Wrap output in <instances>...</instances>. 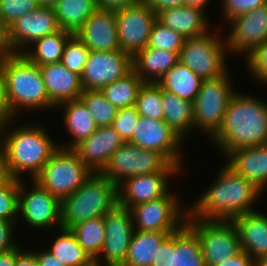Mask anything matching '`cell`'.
<instances>
[{
	"label": "cell",
	"mask_w": 267,
	"mask_h": 266,
	"mask_svg": "<svg viewBox=\"0 0 267 266\" xmlns=\"http://www.w3.org/2000/svg\"><path fill=\"white\" fill-rule=\"evenodd\" d=\"M262 191L251 181L236 174L226 164L202 197L188 210L192 218L231 221L253 212V203Z\"/></svg>",
	"instance_id": "1"
},
{
	"label": "cell",
	"mask_w": 267,
	"mask_h": 266,
	"mask_svg": "<svg viewBox=\"0 0 267 266\" xmlns=\"http://www.w3.org/2000/svg\"><path fill=\"white\" fill-rule=\"evenodd\" d=\"M212 140L224 155L236 149L267 144V104L236 91Z\"/></svg>",
	"instance_id": "2"
},
{
	"label": "cell",
	"mask_w": 267,
	"mask_h": 266,
	"mask_svg": "<svg viewBox=\"0 0 267 266\" xmlns=\"http://www.w3.org/2000/svg\"><path fill=\"white\" fill-rule=\"evenodd\" d=\"M9 125L10 123L0 130V150L9 174L11 178L20 180L19 175L26 172L31 174L33 180L59 145L38 124L6 131Z\"/></svg>",
	"instance_id": "3"
},
{
	"label": "cell",
	"mask_w": 267,
	"mask_h": 266,
	"mask_svg": "<svg viewBox=\"0 0 267 266\" xmlns=\"http://www.w3.org/2000/svg\"><path fill=\"white\" fill-rule=\"evenodd\" d=\"M0 72L5 100L10 113L16 116L21 108L56 107L49 99L40 66L22 53H8L0 58Z\"/></svg>",
	"instance_id": "4"
},
{
	"label": "cell",
	"mask_w": 267,
	"mask_h": 266,
	"mask_svg": "<svg viewBox=\"0 0 267 266\" xmlns=\"http://www.w3.org/2000/svg\"><path fill=\"white\" fill-rule=\"evenodd\" d=\"M118 205V186L101 173L92 175L61 200V228L71 229L86 220L104 217Z\"/></svg>",
	"instance_id": "5"
},
{
	"label": "cell",
	"mask_w": 267,
	"mask_h": 266,
	"mask_svg": "<svg viewBox=\"0 0 267 266\" xmlns=\"http://www.w3.org/2000/svg\"><path fill=\"white\" fill-rule=\"evenodd\" d=\"M163 154L146 150L129 142L123 143L100 172L117 186L126 178L152 173H179Z\"/></svg>",
	"instance_id": "6"
},
{
	"label": "cell",
	"mask_w": 267,
	"mask_h": 266,
	"mask_svg": "<svg viewBox=\"0 0 267 266\" xmlns=\"http://www.w3.org/2000/svg\"><path fill=\"white\" fill-rule=\"evenodd\" d=\"M92 173L73 149L59 147L33 181L61 201L73 194Z\"/></svg>",
	"instance_id": "7"
},
{
	"label": "cell",
	"mask_w": 267,
	"mask_h": 266,
	"mask_svg": "<svg viewBox=\"0 0 267 266\" xmlns=\"http://www.w3.org/2000/svg\"><path fill=\"white\" fill-rule=\"evenodd\" d=\"M186 224L197 234L206 266H214L241 251L232 221L202 220L187 216Z\"/></svg>",
	"instance_id": "8"
},
{
	"label": "cell",
	"mask_w": 267,
	"mask_h": 266,
	"mask_svg": "<svg viewBox=\"0 0 267 266\" xmlns=\"http://www.w3.org/2000/svg\"><path fill=\"white\" fill-rule=\"evenodd\" d=\"M227 73L228 71L216 79L202 80L200 90L193 102V128L204 130L206 134H210V137L218 132L228 103L235 93Z\"/></svg>",
	"instance_id": "9"
},
{
	"label": "cell",
	"mask_w": 267,
	"mask_h": 266,
	"mask_svg": "<svg viewBox=\"0 0 267 266\" xmlns=\"http://www.w3.org/2000/svg\"><path fill=\"white\" fill-rule=\"evenodd\" d=\"M227 50L226 39L221 41L209 32L203 36L186 39L179 52V62L190 68L202 80L216 79L227 72Z\"/></svg>",
	"instance_id": "10"
},
{
	"label": "cell",
	"mask_w": 267,
	"mask_h": 266,
	"mask_svg": "<svg viewBox=\"0 0 267 266\" xmlns=\"http://www.w3.org/2000/svg\"><path fill=\"white\" fill-rule=\"evenodd\" d=\"M179 204L178 197L168 192L158 199L132 206L130 211L134 230L161 233L180 230L186 224L188 210H185L186 213Z\"/></svg>",
	"instance_id": "11"
},
{
	"label": "cell",
	"mask_w": 267,
	"mask_h": 266,
	"mask_svg": "<svg viewBox=\"0 0 267 266\" xmlns=\"http://www.w3.org/2000/svg\"><path fill=\"white\" fill-rule=\"evenodd\" d=\"M121 50L132 57L147 47L157 14L141 0L135 5L115 11Z\"/></svg>",
	"instance_id": "12"
},
{
	"label": "cell",
	"mask_w": 267,
	"mask_h": 266,
	"mask_svg": "<svg viewBox=\"0 0 267 266\" xmlns=\"http://www.w3.org/2000/svg\"><path fill=\"white\" fill-rule=\"evenodd\" d=\"M103 221L106 236L102 250L94 259L95 266L102 264L100 254L104 256L106 266H123L134 233L131 211L117 205L105 214Z\"/></svg>",
	"instance_id": "13"
},
{
	"label": "cell",
	"mask_w": 267,
	"mask_h": 266,
	"mask_svg": "<svg viewBox=\"0 0 267 266\" xmlns=\"http://www.w3.org/2000/svg\"><path fill=\"white\" fill-rule=\"evenodd\" d=\"M132 70V56L122 50L90 51L80 76L83 91L101 90L105 85L122 79Z\"/></svg>",
	"instance_id": "14"
},
{
	"label": "cell",
	"mask_w": 267,
	"mask_h": 266,
	"mask_svg": "<svg viewBox=\"0 0 267 266\" xmlns=\"http://www.w3.org/2000/svg\"><path fill=\"white\" fill-rule=\"evenodd\" d=\"M53 7L39 5L32 12L23 15L5 30V41L9 53H23L27 43H33L46 35L59 31Z\"/></svg>",
	"instance_id": "15"
},
{
	"label": "cell",
	"mask_w": 267,
	"mask_h": 266,
	"mask_svg": "<svg viewBox=\"0 0 267 266\" xmlns=\"http://www.w3.org/2000/svg\"><path fill=\"white\" fill-rule=\"evenodd\" d=\"M19 180L18 213L23 216L29 226L46 229L58 225L61 228V201L41 187L36 181L35 187L26 191L24 183ZM26 191V192H24Z\"/></svg>",
	"instance_id": "16"
},
{
	"label": "cell",
	"mask_w": 267,
	"mask_h": 266,
	"mask_svg": "<svg viewBox=\"0 0 267 266\" xmlns=\"http://www.w3.org/2000/svg\"><path fill=\"white\" fill-rule=\"evenodd\" d=\"M128 142L146 150L157 151L182 169L180 143L183 139L164 120L139 116L132 138Z\"/></svg>",
	"instance_id": "17"
},
{
	"label": "cell",
	"mask_w": 267,
	"mask_h": 266,
	"mask_svg": "<svg viewBox=\"0 0 267 266\" xmlns=\"http://www.w3.org/2000/svg\"><path fill=\"white\" fill-rule=\"evenodd\" d=\"M232 28L226 40L227 52H251L267 39V4L229 21Z\"/></svg>",
	"instance_id": "18"
},
{
	"label": "cell",
	"mask_w": 267,
	"mask_h": 266,
	"mask_svg": "<svg viewBox=\"0 0 267 266\" xmlns=\"http://www.w3.org/2000/svg\"><path fill=\"white\" fill-rule=\"evenodd\" d=\"M75 35L90 51L121 50L114 11L97 8Z\"/></svg>",
	"instance_id": "19"
},
{
	"label": "cell",
	"mask_w": 267,
	"mask_h": 266,
	"mask_svg": "<svg viewBox=\"0 0 267 266\" xmlns=\"http://www.w3.org/2000/svg\"><path fill=\"white\" fill-rule=\"evenodd\" d=\"M177 173H152L126 178L118 185V205L131 208L149 202L169 192L167 178Z\"/></svg>",
	"instance_id": "20"
},
{
	"label": "cell",
	"mask_w": 267,
	"mask_h": 266,
	"mask_svg": "<svg viewBox=\"0 0 267 266\" xmlns=\"http://www.w3.org/2000/svg\"><path fill=\"white\" fill-rule=\"evenodd\" d=\"M120 134L110 125L98 127L96 131L73 150L81 161L93 172L100 173L111 155L123 144Z\"/></svg>",
	"instance_id": "21"
},
{
	"label": "cell",
	"mask_w": 267,
	"mask_h": 266,
	"mask_svg": "<svg viewBox=\"0 0 267 266\" xmlns=\"http://www.w3.org/2000/svg\"><path fill=\"white\" fill-rule=\"evenodd\" d=\"M238 232L241 250L255 262L267 256V215L253 211L231 220Z\"/></svg>",
	"instance_id": "22"
},
{
	"label": "cell",
	"mask_w": 267,
	"mask_h": 266,
	"mask_svg": "<svg viewBox=\"0 0 267 266\" xmlns=\"http://www.w3.org/2000/svg\"><path fill=\"white\" fill-rule=\"evenodd\" d=\"M226 156L229 168L263 191L267 185V144L236 149Z\"/></svg>",
	"instance_id": "23"
},
{
	"label": "cell",
	"mask_w": 267,
	"mask_h": 266,
	"mask_svg": "<svg viewBox=\"0 0 267 266\" xmlns=\"http://www.w3.org/2000/svg\"><path fill=\"white\" fill-rule=\"evenodd\" d=\"M50 101L60 103L78 99L83 92L81 77L67 69L61 62L40 66Z\"/></svg>",
	"instance_id": "24"
},
{
	"label": "cell",
	"mask_w": 267,
	"mask_h": 266,
	"mask_svg": "<svg viewBox=\"0 0 267 266\" xmlns=\"http://www.w3.org/2000/svg\"><path fill=\"white\" fill-rule=\"evenodd\" d=\"M157 20L185 39L203 36L210 30L204 9L194 6L184 5L165 9L157 14Z\"/></svg>",
	"instance_id": "25"
},
{
	"label": "cell",
	"mask_w": 267,
	"mask_h": 266,
	"mask_svg": "<svg viewBox=\"0 0 267 266\" xmlns=\"http://www.w3.org/2000/svg\"><path fill=\"white\" fill-rule=\"evenodd\" d=\"M178 61L175 52L146 47L132 57V66L144 83H158Z\"/></svg>",
	"instance_id": "26"
},
{
	"label": "cell",
	"mask_w": 267,
	"mask_h": 266,
	"mask_svg": "<svg viewBox=\"0 0 267 266\" xmlns=\"http://www.w3.org/2000/svg\"><path fill=\"white\" fill-rule=\"evenodd\" d=\"M60 106L64 107L63 120L73 141L69 146L66 145L61 147L59 144V147L63 149H74L83 140L91 136L98 126L95 123L93 116L88 111V108L80 98L60 103L56 108H59Z\"/></svg>",
	"instance_id": "27"
},
{
	"label": "cell",
	"mask_w": 267,
	"mask_h": 266,
	"mask_svg": "<svg viewBox=\"0 0 267 266\" xmlns=\"http://www.w3.org/2000/svg\"><path fill=\"white\" fill-rule=\"evenodd\" d=\"M201 82L202 79L196 73L178 61L157 84L162 90L193 103Z\"/></svg>",
	"instance_id": "28"
},
{
	"label": "cell",
	"mask_w": 267,
	"mask_h": 266,
	"mask_svg": "<svg viewBox=\"0 0 267 266\" xmlns=\"http://www.w3.org/2000/svg\"><path fill=\"white\" fill-rule=\"evenodd\" d=\"M170 234L134 230L123 266H151L160 245Z\"/></svg>",
	"instance_id": "29"
},
{
	"label": "cell",
	"mask_w": 267,
	"mask_h": 266,
	"mask_svg": "<svg viewBox=\"0 0 267 266\" xmlns=\"http://www.w3.org/2000/svg\"><path fill=\"white\" fill-rule=\"evenodd\" d=\"M164 121L182 139L194 124L193 103L161 89ZM187 131V132H186Z\"/></svg>",
	"instance_id": "30"
},
{
	"label": "cell",
	"mask_w": 267,
	"mask_h": 266,
	"mask_svg": "<svg viewBox=\"0 0 267 266\" xmlns=\"http://www.w3.org/2000/svg\"><path fill=\"white\" fill-rule=\"evenodd\" d=\"M98 8L96 0H59L54 6L60 29L75 34Z\"/></svg>",
	"instance_id": "31"
},
{
	"label": "cell",
	"mask_w": 267,
	"mask_h": 266,
	"mask_svg": "<svg viewBox=\"0 0 267 266\" xmlns=\"http://www.w3.org/2000/svg\"><path fill=\"white\" fill-rule=\"evenodd\" d=\"M72 35L73 33L60 29L55 33L35 40L32 43L35 45V50L29 53L23 51L22 54L30 62L37 64L38 66L60 62L65 44Z\"/></svg>",
	"instance_id": "32"
},
{
	"label": "cell",
	"mask_w": 267,
	"mask_h": 266,
	"mask_svg": "<svg viewBox=\"0 0 267 266\" xmlns=\"http://www.w3.org/2000/svg\"><path fill=\"white\" fill-rule=\"evenodd\" d=\"M173 266H206L198 236L187 224L175 232Z\"/></svg>",
	"instance_id": "33"
},
{
	"label": "cell",
	"mask_w": 267,
	"mask_h": 266,
	"mask_svg": "<svg viewBox=\"0 0 267 266\" xmlns=\"http://www.w3.org/2000/svg\"><path fill=\"white\" fill-rule=\"evenodd\" d=\"M61 234L49 250L66 266H95L94 259L79 245L69 229H59Z\"/></svg>",
	"instance_id": "34"
},
{
	"label": "cell",
	"mask_w": 267,
	"mask_h": 266,
	"mask_svg": "<svg viewBox=\"0 0 267 266\" xmlns=\"http://www.w3.org/2000/svg\"><path fill=\"white\" fill-rule=\"evenodd\" d=\"M144 82L132 70L122 79L105 85L101 92L118 109L133 107Z\"/></svg>",
	"instance_id": "35"
},
{
	"label": "cell",
	"mask_w": 267,
	"mask_h": 266,
	"mask_svg": "<svg viewBox=\"0 0 267 266\" xmlns=\"http://www.w3.org/2000/svg\"><path fill=\"white\" fill-rule=\"evenodd\" d=\"M70 231L75 235L79 245L95 259L103 248L105 241V224L103 217H98L74 225Z\"/></svg>",
	"instance_id": "36"
},
{
	"label": "cell",
	"mask_w": 267,
	"mask_h": 266,
	"mask_svg": "<svg viewBox=\"0 0 267 266\" xmlns=\"http://www.w3.org/2000/svg\"><path fill=\"white\" fill-rule=\"evenodd\" d=\"M79 98L88 108L98 127L112 125L117 116L118 108L106 99L101 90L83 91Z\"/></svg>",
	"instance_id": "37"
},
{
	"label": "cell",
	"mask_w": 267,
	"mask_h": 266,
	"mask_svg": "<svg viewBox=\"0 0 267 266\" xmlns=\"http://www.w3.org/2000/svg\"><path fill=\"white\" fill-rule=\"evenodd\" d=\"M135 107L140 116L164 120L161 87L157 83H144L140 88Z\"/></svg>",
	"instance_id": "38"
},
{
	"label": "cell",
	"mask_w": 267,
	"mask_h": 266,
	"mask_svg": "<svg viewBox=\"0 0 267 266\" xmlns=\"http://www.w3.org/2000/svg\"><path fill=\"white\" fill-rule=\"evenodd\" d=\"M185 40L178 32L156 20L152 26L147 47L169 50L179 55Z\"/></svg>",
	"instance_id": "39"
},
{
	"label": "cell",
	"mask_w": 267,
	"mask_h": 266,
	"mask_svg": "<svg viewBox=\"0 0 267 266\" xmlns=\"http://www.w3.org/2000/svg\"><path fill=\"white\" fill-rule=\"evenodd\" d=\"M90 50L73 34L65 44L61 64L70 71L82 75Z\"/></svg>",
	"instance_id": "40"
},
{
	"label": "cell",
	"mask_w": 267,
	"mask_h": 266,
	"mask_svg": "<svg viewBox=\"0 0 267 266\" xmlns=\"http://www.w3.org/2000/svg\"><path fill=\"white\" fill-rule=\"evenodd\" d=\"M39 5L38 0H0V25L6 30L18 18L32 12Z\"/></svg>",
	"instance_id": "41"
},
{
	"label": "cell",
	"mask_w": 267,
	"mask_h": 266,
	"mask_svg": "<svg viewBox=\"0 0 267 266\" xmlns=\"http://www.w3.org/2000/svg\"><path fill=\"white\" fill-rule=\"evenodd\" d=\"M19 206V179H11L0 189V219L16 221Z\"/></svg>",
	"instance_id": "42"
},
{
	"label": "cell",
	"mask_w": 267,
	"mask_h": 266,
	"mask_svg": "<svg viewBox=\"0 0 267 266\" xmlns=\"http://www.w3.org/2000/svg\"><path fill=\"white\" fill-rule=\"evenodd\" d=\"M139 116L135 106L118 109L111 126L120 134L124 142L132 138Z\"/></svg>",
	"instance_id": "43"
},
{
	"label": "cell",
	"mask_w": 267,
	"mask_h": 266,
	"mask_svg": "<svg viewBox=\"0 0 267 266\" xmlns=\"http://www.w3.org/2000/svg\"><path fill=\"white\" fill-rule=\"evenodd\" d=\"M246 56L252 75L256 76L258 81L267 83V39Z\"/></svg>",
	"instance_id": "44"
},
{
	"label": "cell",
	"mask_w": 267,
	"mask_h": 266,
	"mask_svg": "<svg viewBox=\"0 0 267 266\" xmlns=\"http://www.w3.org/2000/svg\"><path fill=\"white\" fill-rule=\"evenodd\" d=\"M267 4V0H222L224 17L230 21L236 16L245 14Z\"/></svg>",
	"instance_id": "45"
},
{
	"label": "cell",
	"mask_w": 267,
	"mask_h": 266,
	"mask_svg": "<svg viewBox=\"0 0 267 266\" xmlns=\"http://www.w3.org/2000/svg\"><path fill=\"white\" fill-rule=\"evenodd\" d=\"M173 250H175V232L162 242L151 266H173Z\"/></svg>",
	"instance_id": "46"
},
{
	"label": "cell",
	"mask_w": 267,
	"mask_h": 266,
	"mask_svg": "<svg viewBox=\"0 0 267 266\" xmlns=\"http://www.w3.org/2000/svg\"><path fill=\"white\" fill-rule=\"evenodd\" d=\"M14 222L15 221L0 219V253L9 251L18 246L17 242L12 239V230L15 226Z\"/></svg>",
	"instance_id": "47"
},
{
	"label": "cell",
	"mask_w": 267,
	"mask_h": 266,
	"mask_svg": "<svg viewBox=\"0 0 267 266\" xmlns=\"http://www.w3.org/2000/svg\"><path fill=\"white\" fill-rule=\"evenodd\" d=\"M140 1L141 0H96L98 8L114 12L135 5Z\"/></svg>",
	"instance_id": "48"
},
{
	"label": "cell",
	"mask_w": 267,
	"mask_h": 266,
	"mask_svg": "<svg viewBox=\"0 0 267 266\" xmlns=\"http://www.w3.org/2000/svg\"><path fill=\"white\" fill-rule=\"evenodd\" d=\"M13 115L10 113L6 100L2 75L0 72V130L12 122Z\"/></svg>",
	"instance_id": "49"
},
{
	"label": "cell",
	"mask_w": 267,
	"mask_h": 266,
	"mask_svg": "<svg viewBox=\"0 0 267 266\" xmlns=\"http://www.w3.org/2000/svg\"><path fill=\"white\" fill-rule=\"evenodd\" d=\"M149 8L158 14L160 11L185 5V0H143Z\"/></svg>",
	"instance_id": "50"
},
{
	"label": "cell",
	"mask_w": 267,
	"mask_h": 266,
	"mask_svg": "<svg viewBox=\"0 0 267 266\" xmlns=\"http://www.w3.org/2000/svg\"><path fill=\"white\" fill-rule=\"evenodd\" d=\"M214 266H255V261L241 250L234 257Z\"/></svg>",
	"instance_id": "51"
},
{
	"label": "cell",
	"mask_w": 267,
	"mask_h": 266,
	"mask_svg": "<svg viewBox=\"0 0 267 266\" xmlns=\"http://www.w3.org/2000/svg\"><path fill=\"white\" fill-rule=\"evenodd\" d=\"M14 266H39L37 258L33 252H21L20 248L15 247Z\"/></svg>",
	"instance_id": "52"
},
{
	"label": "cell",
	"mask_w": 267,
	"mask_h": 266,
	"mask_svg": "<svg viewBox=\"0 0 267 266\" xmlns=\"http://www.w3.org/2000/svg\"><path fill=\"white\" fill-rule=\"evenodd\" d=\"M37 258L39 266H66L47 249L42 252H33Z\"/></svg>",
	"instance_id": "53"
},
{
	"label": "cell",
	"mask_w": 267,
	"mask_h": 266,
	"mask_svg": "<svg viewBox=\"0 0 267 266\" xmlns=\"http://www.w3.org/2000/svg\"><path fill=\"white\" fill-rule=\"evenodd\" d=\"M11 179L12 178L9 174L4 156L0 150V189L4 187Z\"/></svg>",
	"instance_id": "54"
},
{
	"label": "cell",
	"mask_w": 267,
	"mask_h": 266,
	"mask_svg": "<svg viewBox=\"0 0 267 266\" xmlns=\"http://www.w3.org/2000/svg\"><path fill=\"white\" fill-rule=\"evenodd\" d=\"M15 264V248L0 253V266H14Z\"/></svg>",
	"instance_id": "55"
},
{
	"label": "cell",
	"mask_w": 267,
	"mask_h": 266,
	"mask_svg": "<svg viewBox=\"0 0 267 266\" xmlns=\"http://www.w3.org/2000/svg\"><path fill=\"white\" fill-rule=\"evenodd\" d=\"M7 45L5 41V30L0 25V58L8 54Z\"/></svg>",
	"instance_id": "56"
},
{
	"label": "cell",
	"mask_w": 267,
	"mask_h": 266,
	"mask_svg": "<svg viewBox=\"0 0 267 266\" xmlns=\"http://www.w3.org/2000/svg\"><path fill=\"white\" fill-rule=\"evenodd\" d=\"M207 1L208 0H185V5L205 9L204 7L206 3H208Z\"/></svg>",
	"instance_id": "57"
},
{
	"label": "cell",
	"mask_w": 267,
	"mask_h": 266,
	"mask_svg": "<svg viewBox=\"0 0 267 266\" xmlns=\"http://www.w3.org/2000/svg\"><path fill=\"white\" fill-rule=\"evenodd\" d=\"M59 0H38L40 5L53 7Z\"/></svg>",
	"instance_id": "58"
},
{
	"label": "cell",
	"mask_w": 267,
	"mask_h": 266,
	"mask_svg": "<svg viewBox=\"0 0 267 266\" xmlns=\"http://www.w3.org/2000/svg\"><path fill=\"white\" fill-rule=\"evenodd\" d=\"M255 266H267V256L258 259L255 262Z\"/></svg>",
	"instance_id": "59"
}]
</instances>
